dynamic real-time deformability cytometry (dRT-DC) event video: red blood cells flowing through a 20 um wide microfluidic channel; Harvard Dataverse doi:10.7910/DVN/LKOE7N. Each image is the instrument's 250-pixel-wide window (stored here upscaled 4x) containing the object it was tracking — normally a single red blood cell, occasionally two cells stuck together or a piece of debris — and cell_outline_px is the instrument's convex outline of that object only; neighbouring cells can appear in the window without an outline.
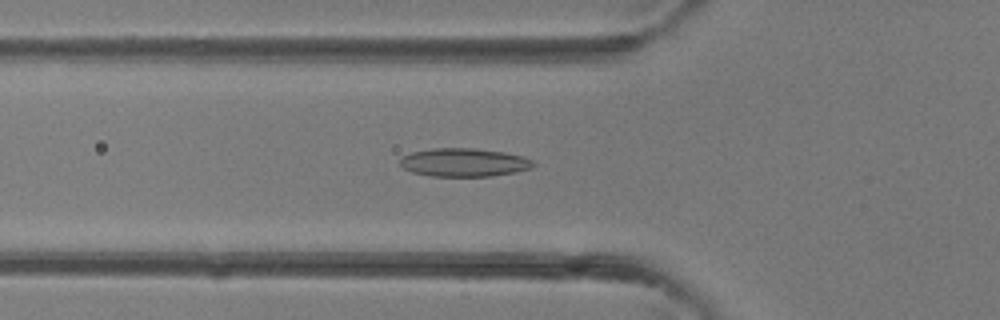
{"species": "common noctule bat (a hibernating species)", "species_latin": "Nyctalus noctula", "temperature_condition": "room temperature", "stored_images_in_passage": 32, "camera_frame_rate_fps": 3000, "um_per_image_px": 0.085, "animal": {"sex": "female"}, "frame": {"image": 1, "passage_image": 11, "time_ms": 3.333, "image_size_px": [1000, 320], "cell_outline_px": [[536, 164], [532, 168], [512, 172], [488, 176], [432, 176], [412, 172], [404, 168], [400, 164], [400, 160], [404, 156], [412, 152], [432, 148], [472, 148], [504, 152], [524, 156], [532, 160]], "centroid_in_image_um": [39.45, 13.8], "position_along_channel_um": 86.4, "area_um2": 21.85}}
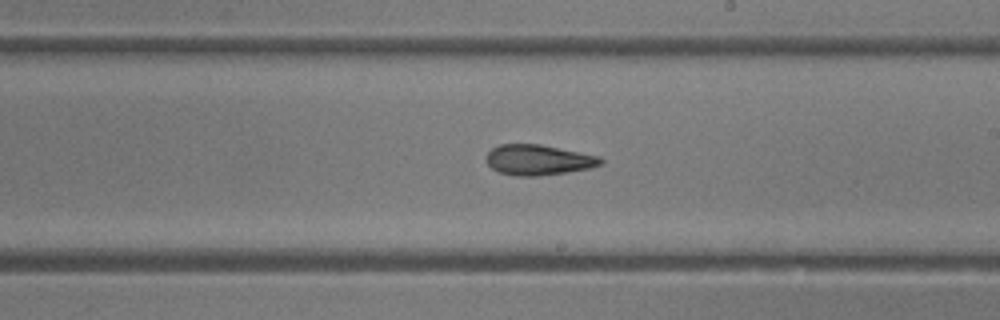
{"frame": {"image": 2, "passage_image": 20, "time_ms": 6.333, "image_size_px": [1000, 320], "cell_outline_px": [[604, 164], [588, 168], [568, 172], [536, 176], [516, 176], [500, 172], [492, 168], [488, 164], [488, 152], [492, 148], [500, 144], [540, 144], [600, 156], [604, 160]], "centroid_in_image_um": [45.8, 13.59], "position_along_channel_um": 243.2, "area_um2": 20.17}}
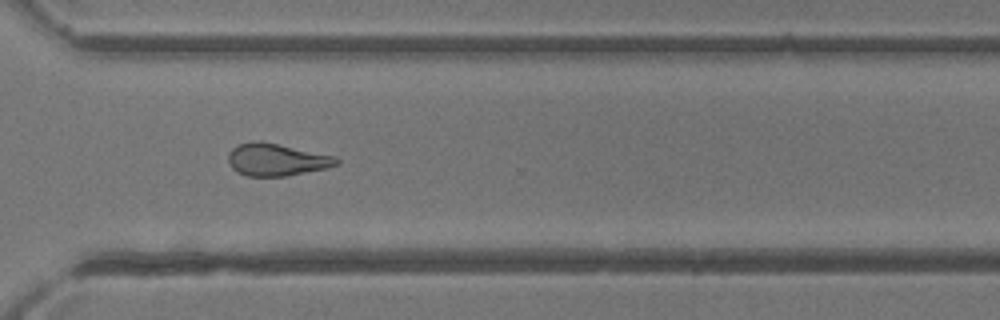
{"frame": {"image": 3, "passage_image": 26, "time_ms": 8.333, "image_size_px": [1000, 320], "cell_outline_px": [[340, 164], [328, 168], [288, 176], [248, 176], [236, 172], [228, 164], [228, 152], [236, 144], [252, 140], [260, 140], [336, 156], [340, 160]], "centroid_in_image_um": [23.5, 13.56], "position_along_channel_um": 347.1, "area_um2": 20.87}}